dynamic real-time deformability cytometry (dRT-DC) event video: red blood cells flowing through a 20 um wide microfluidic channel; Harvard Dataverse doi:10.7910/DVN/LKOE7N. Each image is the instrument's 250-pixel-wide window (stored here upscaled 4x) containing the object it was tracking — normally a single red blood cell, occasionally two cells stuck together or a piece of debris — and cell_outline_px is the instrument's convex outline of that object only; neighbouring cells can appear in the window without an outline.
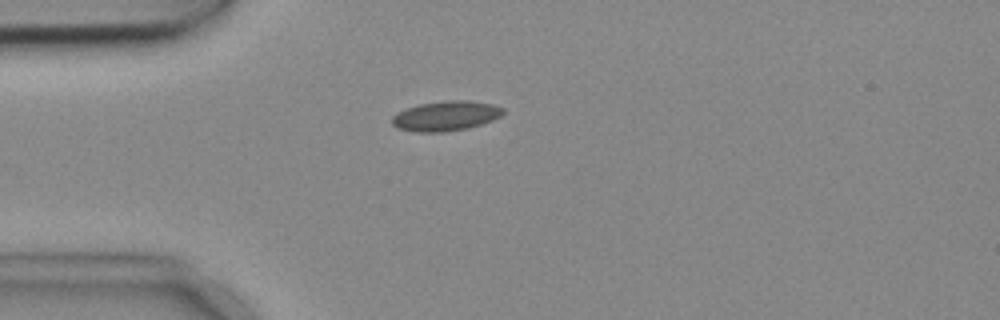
{"species": "common noctule bat (a hibernating species)", "species_latin": "Nyctalus noctula", "temperature_condition": "cold", "stored_images_in_passage": 4, "camera_frame_rate_fps": 3000, "um_per_image_px": 0.085, "animal": {"sex": "female", "body_mass_g": 18.4}, "frame": {"image": 1, "passage_image": 4, "time_ms": 1.0, "image_size_px": [1000, 320], "cell_outline_px": [[504, 112], [500, 116], [492, 120], [468, 128], [444, 132], [416, 132], [396, 128], [392, 124], [392, 116], [396, 112], [420, 104], [448, 100], [468, 100], [492, 104], [504, 108]], "centroid_in_image_um": [37.87, 9.86], "position_along_channel_um": 47.1, "area_um2": 19.31}}